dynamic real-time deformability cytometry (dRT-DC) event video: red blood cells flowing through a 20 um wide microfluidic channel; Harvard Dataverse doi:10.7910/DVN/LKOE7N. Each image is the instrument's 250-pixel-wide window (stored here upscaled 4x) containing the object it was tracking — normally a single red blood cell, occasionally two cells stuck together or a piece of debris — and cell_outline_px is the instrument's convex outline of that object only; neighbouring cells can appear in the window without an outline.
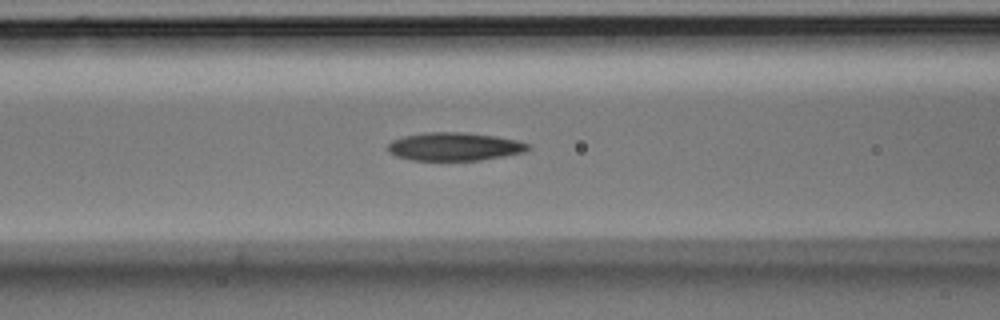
{"species": "Egyptian fruit bat (a non-hibernating species)", "species_latin": "Rousettus aegyptiacus", "temperature_condition": "room temperature", "stored_images_in_passage": 6, "camera_frame_rate_fps": 3000, "um_per_image_px": 0.085, "animal": {"sex": "male"}, "frame": {"image": 1, "passage_image": 6, "time_ms": 1.667, "image_size_px": [1000, 320], "cell_outline_px": [[532, 148], [524, 152], [504, 156], [480, 160], [412, 160], [396, 156], [388, 152], [388, 144], [392, 140], [404, 136], [424, 132], [460, 132], [496, 136], [516, 140], [532, 144]], "centroid_in_image_um": [38.65, 12.46], "position_along_channel_um": 128.0, "area_um2": 23.12}}